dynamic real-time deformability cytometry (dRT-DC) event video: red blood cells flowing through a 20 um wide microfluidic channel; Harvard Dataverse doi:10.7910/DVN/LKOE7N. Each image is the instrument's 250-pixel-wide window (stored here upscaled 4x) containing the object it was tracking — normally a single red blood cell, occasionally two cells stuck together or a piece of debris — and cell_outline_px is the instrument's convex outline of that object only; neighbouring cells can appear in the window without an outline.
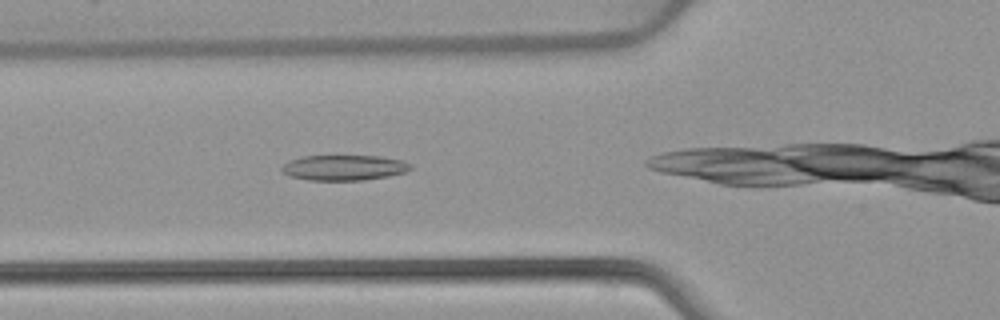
{"species": "common noctule bat (a hibernating species)", "species_latin": "Nyctalus noctula", "temperature_condition": "warm", "stored_images_in_passage": 9, "camera_frame_rate_fps": 3000, "um_per_image_px": 0.085, "animal": {"sex": "female", "body_mass_g": 22.7, "forearm_length_mm": 54.2}, "frame": {"image": 1, "passage_image": 3, "time_ms": 0.667, "image_size_px": [1000, 320], "cell_outline_px": [[412, 168], [404, 172], [388, 176], [364, 180], [308, 180], [288, 176], [280, 172], [280, 168], [288, 160], [300, 156], [380, 156], [404, 160], [412, 164]], "centroid_in_image_um": [29.2, 14.25], "position_along_channel_um": 96.6, "area_um2": 19.31}}